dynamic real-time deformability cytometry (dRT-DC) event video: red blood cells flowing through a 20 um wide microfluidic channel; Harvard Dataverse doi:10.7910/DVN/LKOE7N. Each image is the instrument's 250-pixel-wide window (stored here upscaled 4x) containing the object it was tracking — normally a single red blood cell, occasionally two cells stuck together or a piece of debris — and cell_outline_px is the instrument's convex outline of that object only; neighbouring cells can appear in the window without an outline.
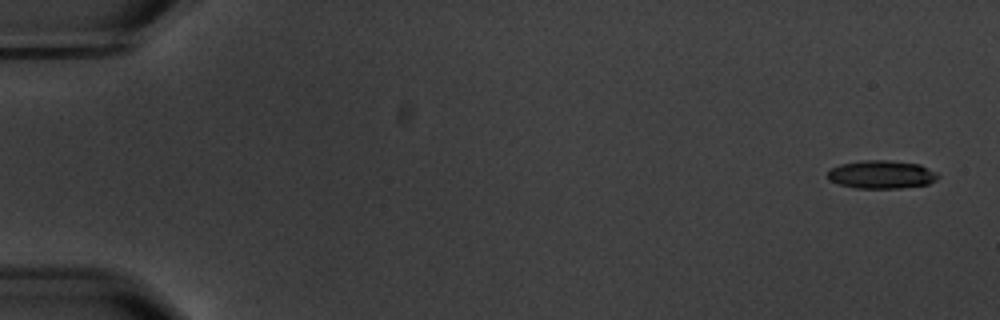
{"species": "common noctule bat (a hibernating species)", "species_latin": "Nyctalus noctula", "temperature_condition": "warm", "stored_images_in_passage": 6, "camera_frame_rate_fps": 3000, "um_per_image_px": 0.085, "animal": {"sex": "male", "body_mass_g": 20.1, "forearm_length_mm": 53.5}, "frame": {"image": 1, "passage_image": 1, "time_ms": 0.0, "image_size_px": [1000, 320], "cell_outline_px": [[940, 176], [936, 180], [928, 184], [900, 188], [856, 188], [840, 184], [828, 180], [828, 172], [832, 168], [840, 164], [864, 160], [888, 160], [920, 164], [936, 172]], "centroid_in_image_um": [74.94, 14.83], "position_along_channel_um": 10.1, "area_um2": 18.09}}
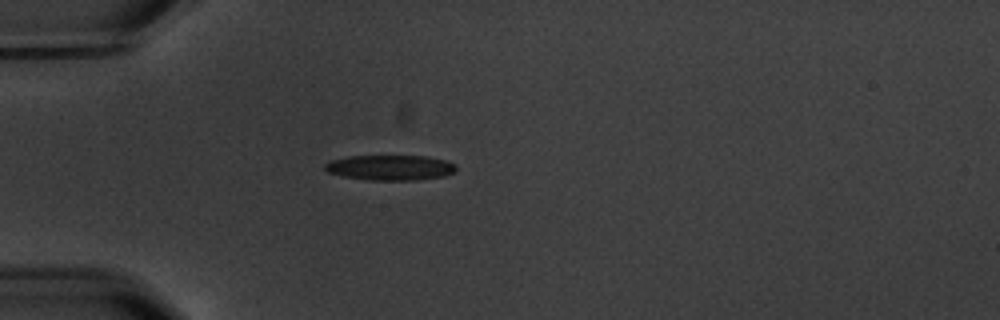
{"frame": {"image": 2, "passage_image": 5, "time_ms": 5.0, "image_size_px": [1000, 320], "cell_outline_px": [[456, 168], [452, 172], [444, 176], [416, 180], [368, 180], [344, 176], [328, 172], [324, 168], [324, 164], [332, 160], [348, 156], [428, 156], [444, 160], [456, 164]], "centroid_in_image_um": [33.17, 14.24], "position_along_channel_um": 51.8, "area_um2": 19.19}}